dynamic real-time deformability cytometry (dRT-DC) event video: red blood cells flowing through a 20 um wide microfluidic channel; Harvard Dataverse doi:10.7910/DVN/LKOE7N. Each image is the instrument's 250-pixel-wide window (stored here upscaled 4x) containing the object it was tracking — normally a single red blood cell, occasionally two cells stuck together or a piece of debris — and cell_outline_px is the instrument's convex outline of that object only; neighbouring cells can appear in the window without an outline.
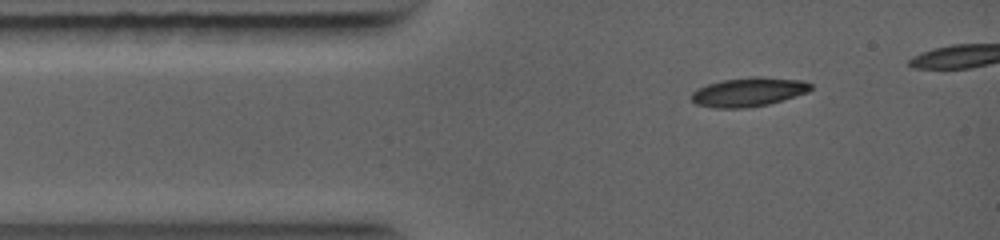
{"species": "common noctule bat (a hibernating species)", "species_latin": "Nyctalus noctula", "temperature_condition": "warm", "stored_images_in_passage": 1, "camera_frame_rate_fps": 5000, "um_per_image_px": 0.085, "animal": {"sex": "female", "body_mass_g": 19.0, "forearm_length_mm": 56.7}, "frame": {"image": 1, "passage_image": 1, "time_ms": 0.0, "image_size_px": [1000, 240], "cell_outline_px": [[900, 80], [892, 84], [880, 88], [864, 92], [844, 96], [820, 100], [776, 100], [764, 96], [760, 92], [772, 80], [780, 76], [828, 72], [872, 72], [900, 76]], "centroid_in_image_um": [70.18, 7.24], "position_along_channel_um": 14.8, "area_um2": 20.69}}